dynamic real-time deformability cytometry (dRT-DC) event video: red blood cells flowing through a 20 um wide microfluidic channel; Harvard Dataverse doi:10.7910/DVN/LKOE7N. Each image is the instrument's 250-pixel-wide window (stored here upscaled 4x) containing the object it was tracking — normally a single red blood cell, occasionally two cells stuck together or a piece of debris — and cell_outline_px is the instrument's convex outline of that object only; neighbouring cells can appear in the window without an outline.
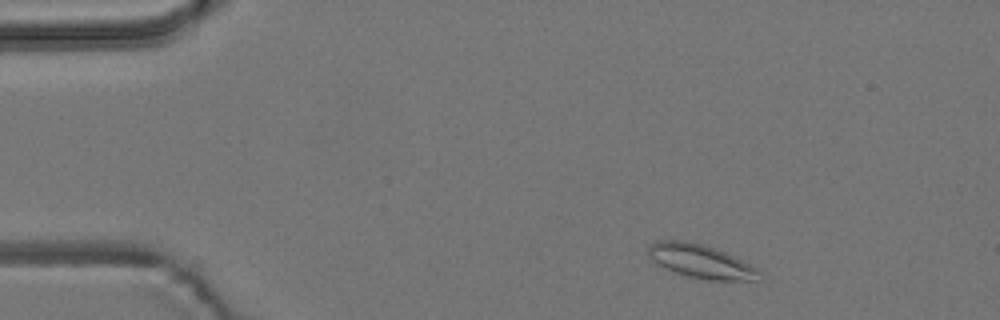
{"species": "common noctule bat (a hibernating species)", "species_latin": "Nyctalus noctula", "temperature_condition": "room temperature", "stored_images_in_passage": 5, "camera_frame_rate_fps": 3000, "um_per_image_px": 0.085, "animal": {"sex": "male", "body_mass_g": 19.2, "forearm_length_mm": 51.8}, "frame": {"image": 1, "passage_image": 2, "time_ms": 0.333, "image_size_px": [1000, 320], "cell_outline_px": [[760, 272], [752, 280], [708, 280], [688, 276], [672, 272], [664, 268], [652, 260], [648, 256], [648, 244], [660, 240], [684, 240], [716, 248], [760, 268]], "centroid_in_image_um": [59.52, 22.2], "position_along_channel_um": 25.5, "area_um2": 21.73}}